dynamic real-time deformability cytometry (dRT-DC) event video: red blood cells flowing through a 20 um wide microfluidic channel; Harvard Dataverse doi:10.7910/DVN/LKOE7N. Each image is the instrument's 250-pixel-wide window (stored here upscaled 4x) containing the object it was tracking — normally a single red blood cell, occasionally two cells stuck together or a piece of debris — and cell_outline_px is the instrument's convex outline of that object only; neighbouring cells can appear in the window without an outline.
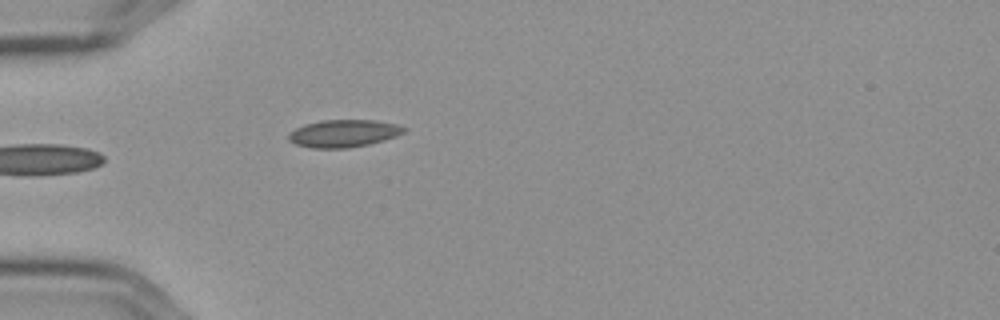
{"species": "Egyptian fruit bat (a non-hibernating species)", "species_latin": "Rousettus aegyptiacus", "temperature_condition": "cold", "stored_images_in_passage": 5, "camera_frame_rate_fps": 3000, "um_per_image_px": 0.085, "frame": {"image": 1, "passage_image": 5, "time_ms": 1.333, "image_size_px": [1000, 320], "cell_outline_px": [[408, 128], [404, 132], [396, 136], [384, 140], [368, 144], [348, 148], [312, 148], [296, 144], [288, 140], [288, 136], [296, 128], [304, 124], [320, 120], [376, 120], [396, 124]], "centroid_in_image_um": [29.22, 11.33], "position_along_channel_um": 55.8, "area_um2": 18.44}}